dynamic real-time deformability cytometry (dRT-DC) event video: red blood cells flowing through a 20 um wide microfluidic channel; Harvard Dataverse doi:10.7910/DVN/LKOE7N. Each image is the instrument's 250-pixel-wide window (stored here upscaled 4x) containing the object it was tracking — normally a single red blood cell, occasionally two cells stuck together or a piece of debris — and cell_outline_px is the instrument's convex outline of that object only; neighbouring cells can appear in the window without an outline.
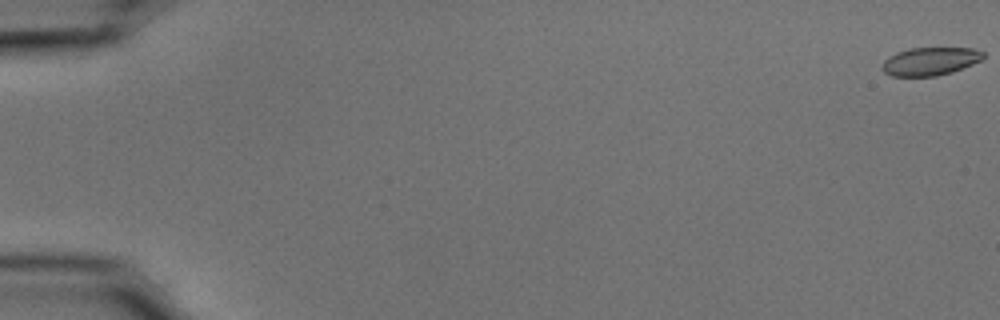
{"species": "common noctule bat (a hibernating species)", "species_latin": "Nyctalus noctula", "temperature_condition": "cold", "stored_images_in_passage": 56, "camera_frame_rate_fps": 3000, "um_per_image_px": 0.085, "animal": {"sex": "male", "body_mass_g": 15.6}, "frame": {"image": 1, "passage_image": 1, "time_ms": 0.0, "image_size_px": [1000, 320], "cell_outline_px": [[984, 56], [980, 60], [972, 64], [952, 72], [936, 76], [892, 76], [884, 72], [880, 68], [884, 60], [888, 56], [896, 52], [908, 48], [972, 48], [984, 52]], "centroid_in_image_um": [79.01, 5.21], "position_along_channel_um": 6.0, "area_um2": 16.59}}
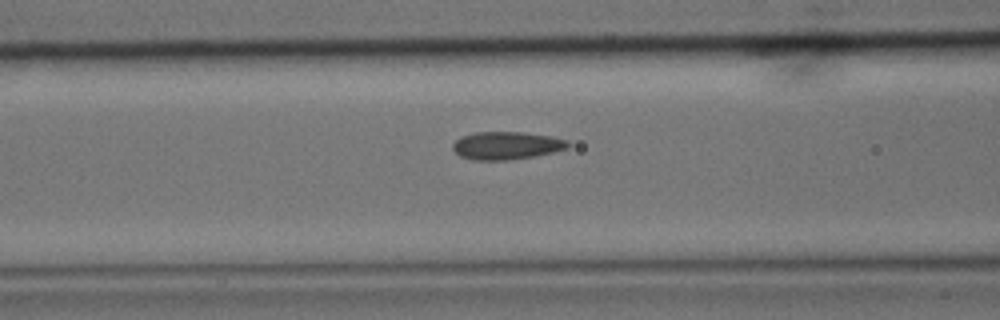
{"frame": {"image": 2, "passage_image": 24, "time_ms": 7.667, "image_size_px": [1000, 320], "cell_outline_px": [[568, 148], [536, 156], [508, 160], [472, 160], [460, 156], [452, 148], [452, 144], [460, 136], [476, 132], [524, 132], [552, 136], [568, 140]], "centroid_in_image_um": [43.04, 12.37], "position_along_channel_um": 123.6, "area_um2": 18.79}}
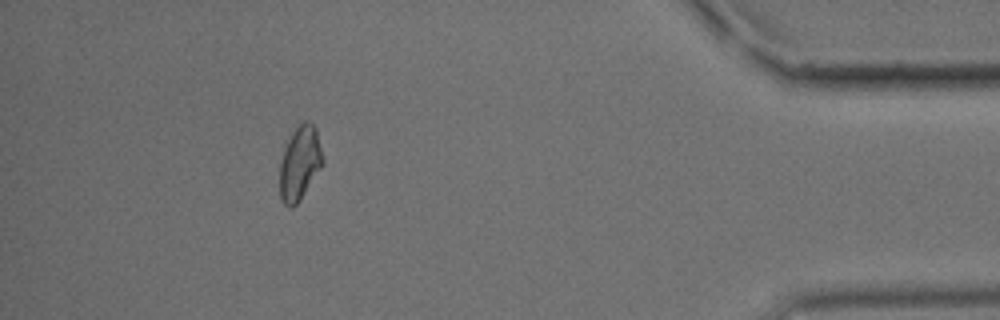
{"frame": {"image": 3, "passage_image": 51, "time_ms": 16.667, "image_size_px": [1000, 320], "cell_outline_px": [[324, 164], [300, 200], [292, 208], [288, 208], [280, 200], [280, 164], [284, 140], [304, 120], [308, 120], [316, 128], [324, 160]], "centroid_in_image_um": [25.47, 13.86], "position_along_channel_um": 409.7, "area_um2": 19.02}, "authors_computed_cell_mechanics": {"area_um2": 18.207, "velocity_mm_per_s": 3.7048, "shape_relaxation_time_tau1_ms": 4.0519, "shape_relaxation_time_tau2_ms": 2.2854, "deformation_change_tau1": 0.1096, "deformation_change_tau2": 0.0828}}